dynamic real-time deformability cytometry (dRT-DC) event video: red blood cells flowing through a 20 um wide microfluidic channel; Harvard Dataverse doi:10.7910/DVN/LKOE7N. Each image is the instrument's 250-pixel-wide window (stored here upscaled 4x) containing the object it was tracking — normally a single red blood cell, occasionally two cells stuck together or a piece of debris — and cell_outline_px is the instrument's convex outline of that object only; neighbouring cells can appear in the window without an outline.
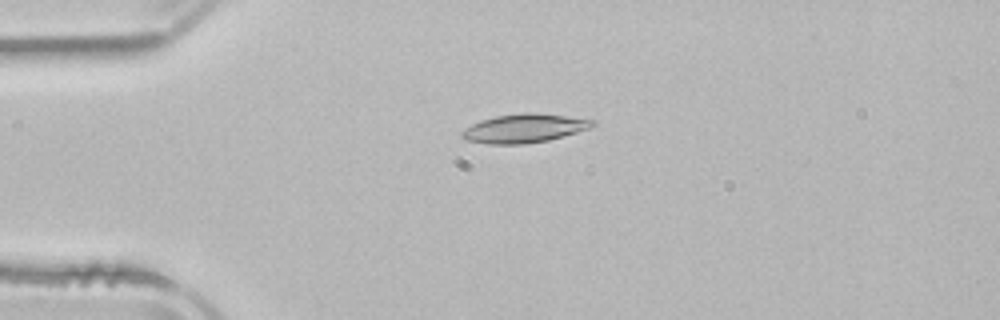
{"species": "common noctule bat (a hibernating species)", "species_latin": "Nyctalus noctula", "temperature_condition": "room temperature", "stored_images_in_passage": 41, "camera_frame_rate_fps": 3000, "um_per_image_px": 0.085, "animal": {"sex": "male", "body_mass_g": 21.5, "forearm_length_mm": 52.0}, "frame": {"image": 1, "passage_image": 1, "time_ms": 0.0, "image_size_px": [1000, 320], "cell_outline_px": [[596, 124], [592, 128], [564, 136], [548, 140], [524, 144], [488, 144], [464, 140], [460, 136], [460, 132], [464, 128], [480, 120], [496, 116], [524, 112], [536, 112], [596, 120]], "centroid_in_image_um": [44.55, 10.9], "position_along_channel_um": 40.4, "area_um2": 22.2}}
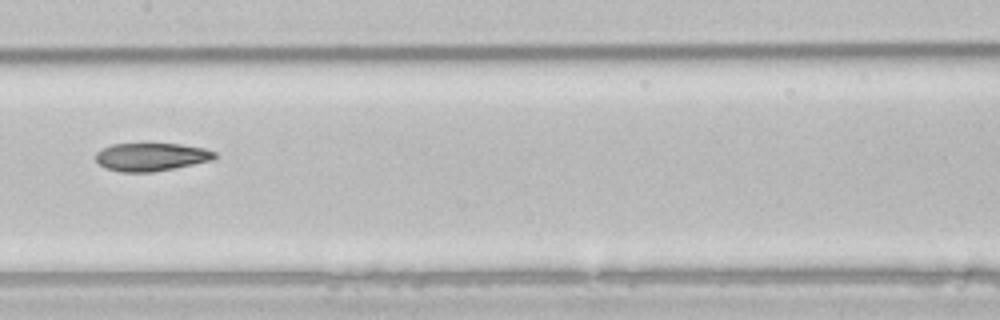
{"frame": {"image": 2, "passage_image": 15, "time_ms": 4.667, "image_size_px": [1000, 320], "cell_outline_px": [[216, 156], [212, 160], [152, 172], [120, 172], [104, 168], [96, 160], [96, 152], [112, 144], [180, 144], [204, 148], [216, 152]], "centroid_in_image_um": [12.83, 13.34], "position_along_channel_um": 194.6, "area_um2": 19.25}}
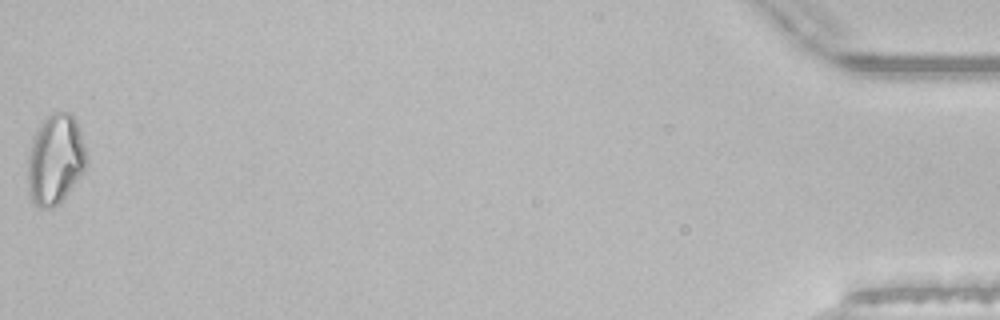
{"frame": {"image": 3, "passage_image": 41, "time_ms": 13.333, "image_size_px": [1000, 320], "cell_outline_px": [[88, 160], [84, 172], [64, 196], [56, 204], [48, 208], [40, 208], [32, 200], [28, 192], [28, 152], [32, 136], [44, 116], [52, 112], [68, 112], [72, 116], [80, 132], [88, 156]], "centroid_in_image_um": [4.68, 13.51], "position_along_channel_um": 430.5, "area_um2": 30.92}, "authors_computed_cell_mechanics": {"area_um2": 20.7502, "velocity_mm_per_s": 3.8813, "shape_relaxation_time_tau1_ms": null, "shape_relaxation_time_tau2_ms": 4.6764, "deformation_change_tau1": null, "deformation_change_tau2": 0.1112}}